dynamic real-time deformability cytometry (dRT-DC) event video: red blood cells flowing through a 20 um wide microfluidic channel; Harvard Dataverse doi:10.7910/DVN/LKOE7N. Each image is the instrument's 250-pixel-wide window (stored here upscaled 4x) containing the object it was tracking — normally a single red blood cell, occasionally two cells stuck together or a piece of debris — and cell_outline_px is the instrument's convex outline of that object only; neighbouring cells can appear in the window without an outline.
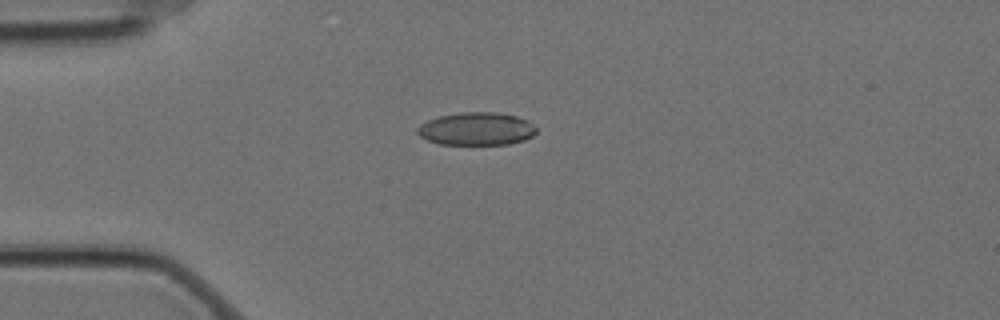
{"species": "Egyptian fruit bat (a non-hibernating species)", "species_latin": "Rousettus aegyptiacus", "temperature_condition": "cold", "stored_images_in_passage": 10, "camera_frame_rate_fps": 3000, "um_per_image_px": 0.085, "animal": {"sex": "female"}, "frame": {"image": 1, "passage_image": 4, "time_ms": 1.0, "image_size_px": [1000, 320], "cell_outline_px": [[536, 132], [532, 136], [524, 140], [508, 144], [440, 144], [428, 140], [420, 136], [416, 132], [416, 128], [420, 124], [428, 120], [440, 116], [460, 112], [496, 112], [516, 116], [524, 120], [536, 128]], "centroid_in_image_um": [40.46, 10.95], "position_along_channel_um": 44.5, "area_um2": 22.6}}
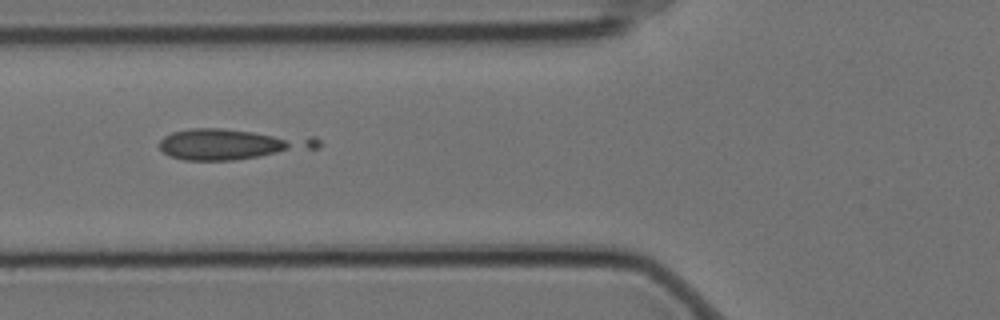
{"frame": {"image": 2, "passage_image": 6, "time_ms": 1.667, "image_size_px": [1000, 320], "cell_outline_px": [[324, 144], [320, 148], [232, 160], [184, 160], [172, 156], [164, 152], [160, 148], [160, 140], [164, 136], [172, 132], [188, 128], [220, 128], [316, 136]], "centroid_in_image_um": [19.78, 12.23], "position_along_channel_um": 106.0, "area_um2": 28.55}}